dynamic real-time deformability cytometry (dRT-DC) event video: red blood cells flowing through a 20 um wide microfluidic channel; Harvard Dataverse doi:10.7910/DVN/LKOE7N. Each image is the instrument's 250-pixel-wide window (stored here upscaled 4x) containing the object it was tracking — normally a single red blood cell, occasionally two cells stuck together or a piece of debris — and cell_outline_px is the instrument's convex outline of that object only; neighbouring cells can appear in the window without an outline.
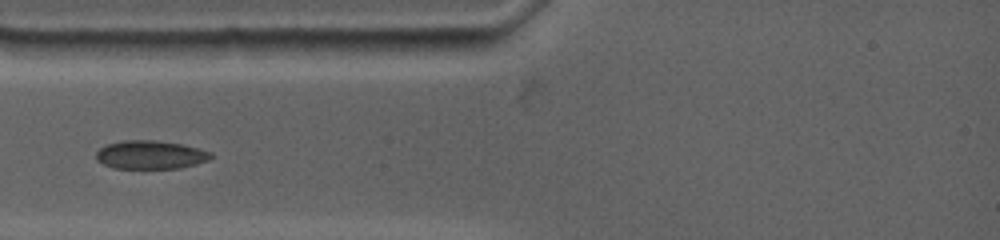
{"species": "common noctule bat (a hibernating species)", "species_latin": "Nyctalus noctula", "temperature_condition": "warm", "stored_images_in_passage": 9, "camera_frame_rate_fps": 4500, "um_per_image_px": 0.085, "animal": {"sex": "female", "body_mass_g": 19.0, "forearm_length_mm": 53.3}, "frame": {"image": 1, "passage_image": 1, "time_ms": 0.0, "image_size_px": [1000, 240], "cell_outline_px": [[212, 156], [208, 160], [196, 164], [180, 168], [112, 168], [96, 160], [96, 152], [104, 144], [124, 140], [156, 140], [184, 144], [212, 152]], "centroid_in_image_um": [12.77, 13.15], "position_along_channel_um": 72.2, "area_um2": 19.19}}
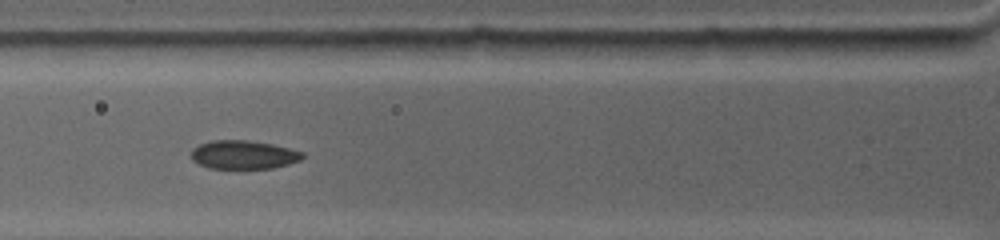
{"frame": {"image": 2, "passage_image": 8, "time_ms": 0.889, "image_size_px": [1000, 240], "cell_outline_px": [[304, 156], [300, 160], [288, 164], [272, 168], [208, 168], [192, 160], [192, 148], [200, 144], [212, 140], [248, 140], [272, 144], [304, 152]], "centroid_in_image_um": [20.7, 13.14], "position_along_channel_um": 105.1, "area_um2": 18.44}}